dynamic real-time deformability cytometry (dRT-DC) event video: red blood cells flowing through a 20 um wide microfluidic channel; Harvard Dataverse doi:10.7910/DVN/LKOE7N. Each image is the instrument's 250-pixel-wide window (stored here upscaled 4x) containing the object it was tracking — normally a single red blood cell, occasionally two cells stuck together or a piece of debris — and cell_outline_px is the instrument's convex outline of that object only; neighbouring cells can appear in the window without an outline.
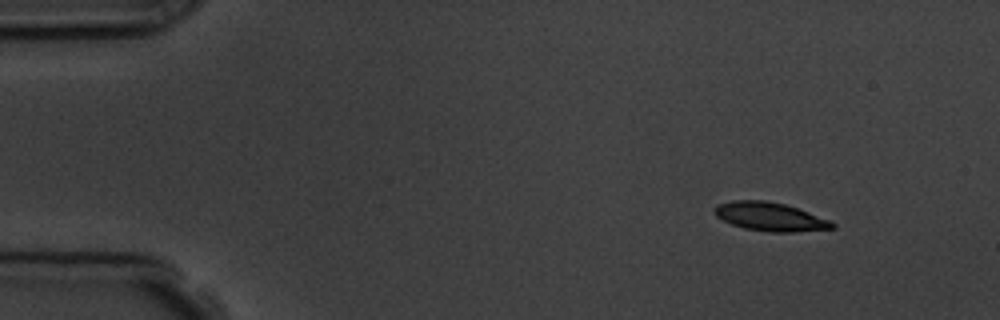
{"species": "common noctule bat (a hibernating species)", "species_latin": "Nyctalus noctula", "temperature_condition": "room temperature", "stored_images_in_passage": 10, "camera_frame_rate_fps": 3000, "um_per_image_px": 0.085, "animal": {"sex": "male", "body_mass_g": 19.5, "forearm_length_mm": 54.6}, "frame": {"image": 1, "passage_image": 1, "time_ms": 0.0, "image_size_px": [1000, 320], "cell_outline_px": [[836, 228], [792, 232], [768, 232], [744, 228], [732, 224], [716, 216], [712, 212], [712, 208], [716, 204], [732, 200], [764, 200], [784, 204], [808, 212], [828, 220], [836, 224]], "centroid_in_image_um": [65.4, 18.41], "position_along_channel_um": 19.6, "area_um2": 19.59}}
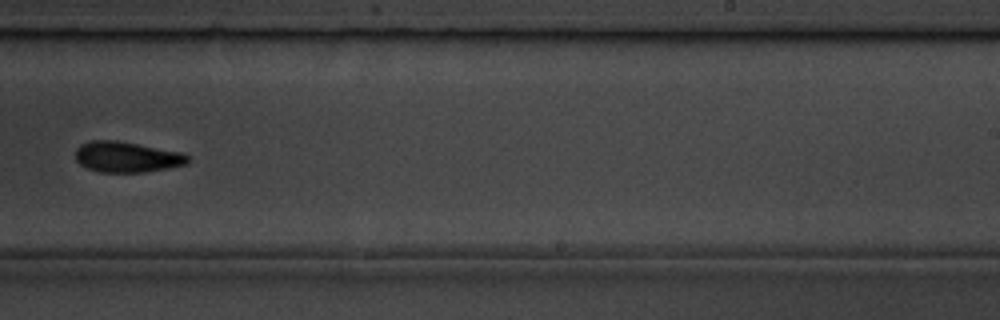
{"frame": {"image": 2, "passage_image": 9, "time_ms": 9.333, "image_size_px": [1000, 320], "cell_outline_px": [[188, 164], [168, 168], [144, 172], [100, 172], [88, 168], [80, 164], [76, 160], [76, 148], [80, 144], [88, 140], [116, 140], [184, 152], [188, 156]], "centroid_in_image_um": [10.78, 13.33], "position_along_channel_um": 278.2, "area_um2": 20.23}}